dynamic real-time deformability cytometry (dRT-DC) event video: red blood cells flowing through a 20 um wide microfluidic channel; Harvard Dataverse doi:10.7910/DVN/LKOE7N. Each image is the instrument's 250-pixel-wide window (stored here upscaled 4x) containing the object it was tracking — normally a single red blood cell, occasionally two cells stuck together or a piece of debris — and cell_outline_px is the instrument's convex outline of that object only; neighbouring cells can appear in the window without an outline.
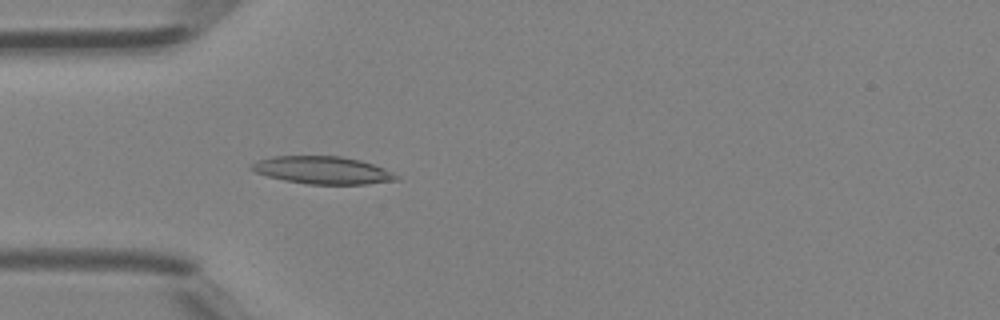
{"species": "Egyptian fruit bat (a non-hibernating species)", "species_latin": "Rousettus aegyptiacus", "temperature_condition": "room temperature", "stored_images_in_passage": 31, "camera_frame_rate_fps": 3000, "um_per_image_px": 0.085, "animal": {"sex": "female"}, "frame": {"image": 1, "passage_image": 5, "time_ms": 1.333, "image_size_px": [1000, 320], "cell_outline_px": [[400, 180], [364, 184], [308, 184], [284, 180], [268, 176], [256, 172], [248, 168], [252, 164], [260, 160], [272, 156], [340, 156], [360, 160], [384, 168], [400, 176]], "centroid_in_image_um": [27.45, 14.47], "position_along_channel_um": 57.6, "area_um2": 23.18}}
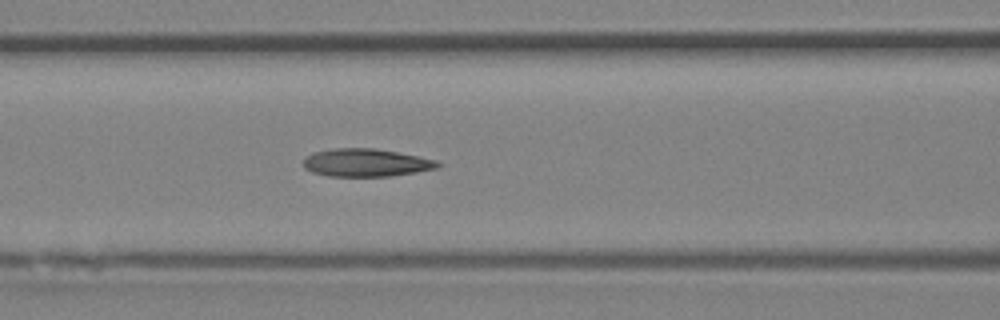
{"frame": {"image": 2, "passage_image": 10, "time_ms": 3.0, "image_size_px": [1000, 320], "cell_outline_px": [[444, 164], [436, 168], [416, 172], [388, 176], [328, 176], [312, 172], [304, 168], [304, 160], [312, 152], [336, 148], [376, 148], [436, 160]], "centroid_in_image_um": [31.11, 13.83], "position_along_channel_um": 135.5, "area_um2": 21.68}}
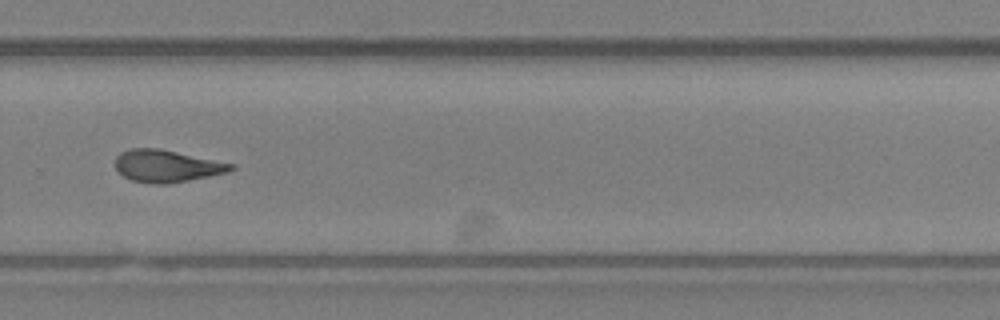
{"frame": {"image": 3, "passage_image": 21, "time_ms": 6.667, "image_size_px": [1000, 320], "cell_outline_px": [[236, 168], [228, 172], [168, 184], [152, 184], [132, 180], [124, 176], [116, 168], [116, 156], [120, 152], [128, 148], [160, 148], [236, 164]], "centroid_in_image_um": [14.19, 14.1], "position_along_channel_um": 315.6, "area_um2": 21.79}}